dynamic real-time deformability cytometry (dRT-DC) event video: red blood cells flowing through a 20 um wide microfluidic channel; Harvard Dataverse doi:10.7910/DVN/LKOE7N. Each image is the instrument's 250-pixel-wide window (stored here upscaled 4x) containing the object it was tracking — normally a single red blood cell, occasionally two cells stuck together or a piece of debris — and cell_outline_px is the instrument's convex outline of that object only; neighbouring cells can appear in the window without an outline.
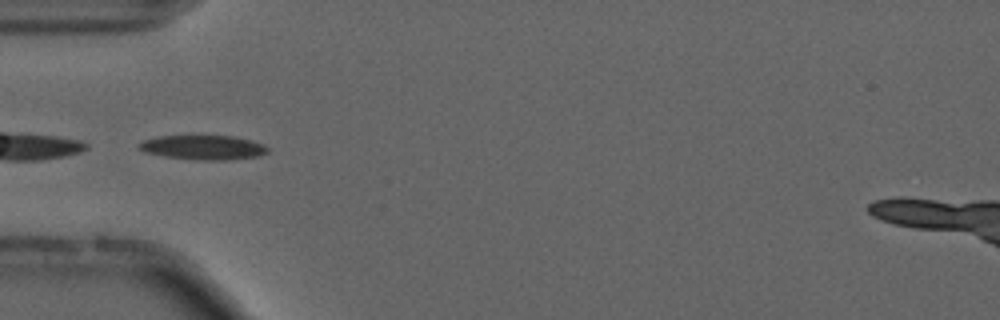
{"species": "common noctule bat (a hibernating species)", "species_latin": "Nyctalus noctula", "temperature_condition": "cold", "stored_images_in_passage": 37, "camera_frame_rate_fps": 3000, "um_per_image_px": 0.085, "animal": {"sex": "male", "forearm_length_mm": 52.5}, "frame": {"image": 1, "passage_image": 1, "time_ms": 0.0, "image_size_px": [1000, 320], "cell_outline_px": [[268, 152], [260, 156], [228, 160], [196, 160], [164, 156], [144, 152], [136, 148], [136, 144], [144, 140], [160, 136], [236, 136], [252, 140], [264, 144], [268, 148]], "centroid_in_image_um": [17.28, 12.53], "position_along_channel_um": 67.7, "area_um2": 18.55}, "authors_computed_cell_mechanics": {"area_um2": 16.9354, "velocity_mm_per_s": 3.7208, "shape_relaxation_time_tau1_ms": 5.2485, "shape_relaxation_time_tau2_ms": null, "deformation_change_tau1": 0.1237, "deformation_change_tau2": null}}